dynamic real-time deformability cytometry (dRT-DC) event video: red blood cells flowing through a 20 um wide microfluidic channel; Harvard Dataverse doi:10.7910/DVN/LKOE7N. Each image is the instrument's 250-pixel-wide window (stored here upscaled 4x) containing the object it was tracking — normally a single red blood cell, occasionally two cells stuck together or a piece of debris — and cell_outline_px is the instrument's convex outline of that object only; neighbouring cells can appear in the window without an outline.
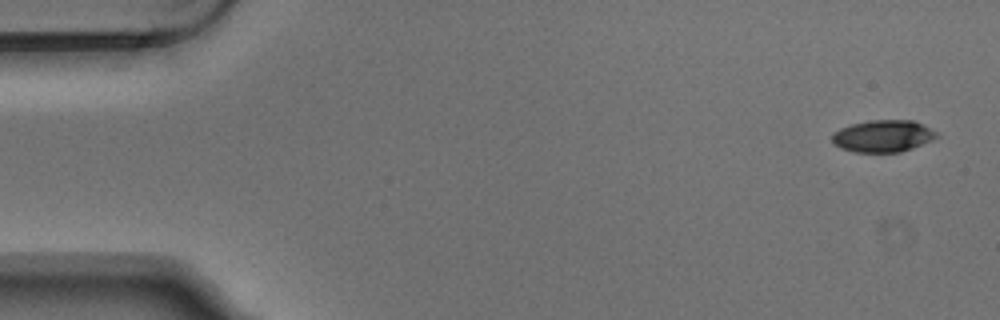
{"species": "Egyptian fruit bat (a non-hibernating species)", "species_latin": "Rousettus aegyptiacus", "temperature_condition": "warm", "stored_images_in_passage": 6, "camera_frame_rate_fps": 3000, "um_per_image_px": 0.085, "animal": {"sex": "male"}, "frame": {"image": 1, "passage_image": 1, "time_ms": 0.0, "image_size_px": [1000, 320], "cell_outline_px": [[940, 136], [932, 140], [912, 148], [900, 152], [856, 152], [840, 148], [832, 144], [832, 136], [840, 128], [852, 124], [872, 120], [912, 120], [924, 124], [936, 132]], "centroid_in_image_um": [75.07, 11.56], "position_along_channel_um": 9.9, "area_um2": 19.48}}